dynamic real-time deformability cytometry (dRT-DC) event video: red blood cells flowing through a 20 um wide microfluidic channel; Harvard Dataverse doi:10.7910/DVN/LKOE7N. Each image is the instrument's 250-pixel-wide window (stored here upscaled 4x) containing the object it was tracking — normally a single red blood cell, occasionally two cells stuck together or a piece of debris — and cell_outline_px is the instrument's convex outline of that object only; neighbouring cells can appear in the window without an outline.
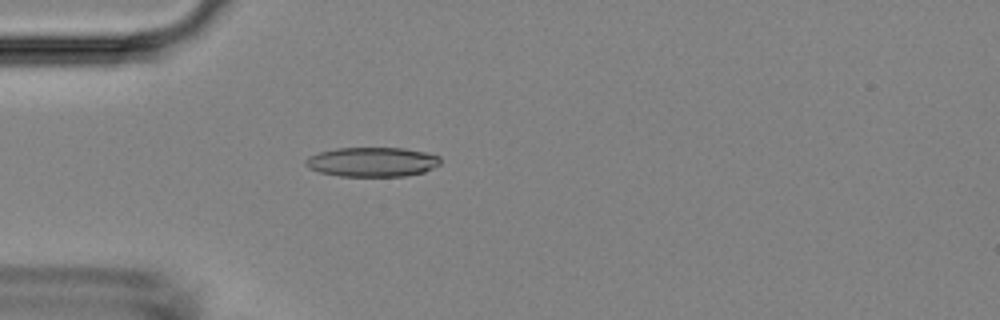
{"species": "Egyptian fruit bat (a non-hibernating species)", "species_latin": "Rousettus aegyptiacus", "temperature_condition": "room temperature", "stored_images_in_passage": 50, "camera_frame_rate_fps": 3000, "um_per_image_px": 0.085, "animal": {"sex": "female"}, "frame": {"image": 1, "passage_image": 15, "time_ms": 4.667, "image_size_px": [1000, 320], "cell_outline_px": [[440, 164], [424, 172], [404, 176], [340, 176], [320, 172], [308, 168], [304, 164], [304, 160], [308, 156], [320, 152], [336, 148], [404, 148], [424, 152], [440, 156]], "centroid_in_image_um": [31.61, 13.76], "position_along_channel_um": 53.4, "area_um2": 23.18}}
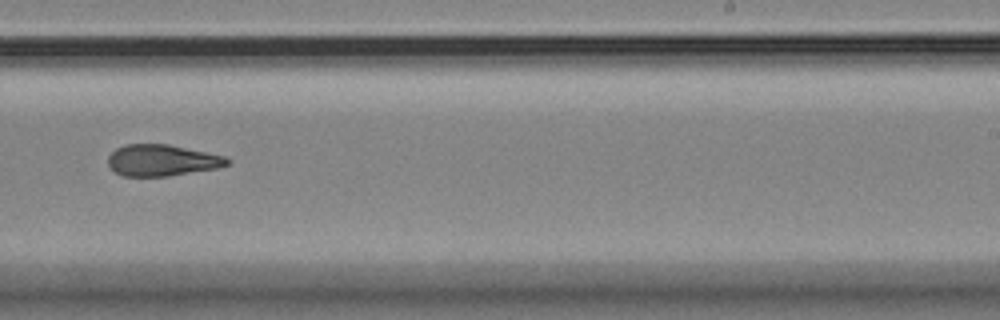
{"frame": {"image": 2, "passage_image": 33, "time_ms": 10.667, "image_size_px": [1000, 320], "cell_outline_px": [[228, 164], [220, 168], [168, 176], [124, 176], [108, 168], [108, 156], [116, 148], [124, 144], [168, 144], [224, 156], [228, 160]], "centroid_in_image_um": [13.73, 13.63], "position_along_channel_um": 275.3, "area_um2": 21.79}}
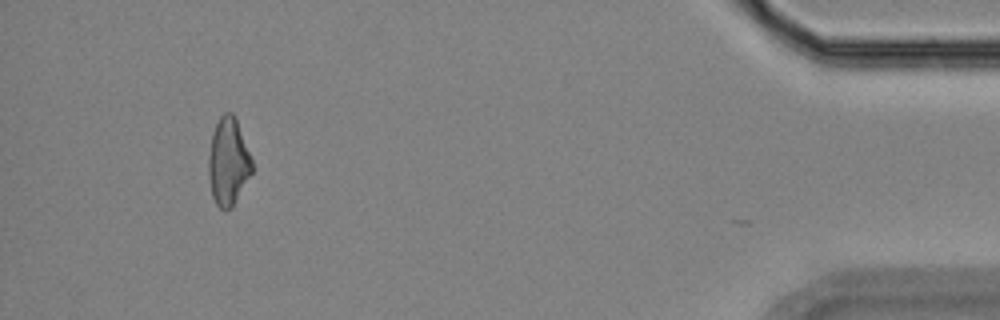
{"frame": {"image": 3, "passage_image": 49, "time_ms": 16.0, "image_size_px": [1000, 320], "cell_outline_px": [[252, 172], [232, 208], [224, 212], [216, 204], [212, 196], [208, 180], [208, 156], [212, 132], [220, 116], [224, 112], [232, 112], [236, 116], [252, 160]], "centroid_in_image_um": [19.38, 13.75], "position_along_channel_um": 415.8, "area_um2": 22.48}, "authors_computed_cell_mechanics": {"area_um2": 22.4842, "velocity_mm_per_s": 3.8247, "shape_relaxation_time_tau1_ms": null, "shape_relaxation_time_tau2_ms": 3.583, "deformation_change_tau1": null, "deformation_change_tau2": 0.1233}}